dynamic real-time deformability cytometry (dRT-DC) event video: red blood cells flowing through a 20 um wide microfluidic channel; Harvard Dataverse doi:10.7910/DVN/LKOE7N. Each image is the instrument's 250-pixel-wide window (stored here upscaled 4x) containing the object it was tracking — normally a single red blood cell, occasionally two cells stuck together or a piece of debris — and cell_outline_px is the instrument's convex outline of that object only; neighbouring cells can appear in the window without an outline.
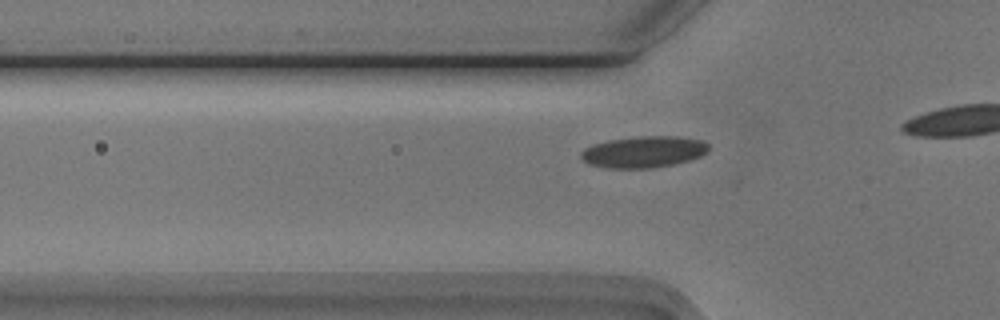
{"species": "Egyptian fruit bat (a non-hibernating species)", "species_latin": "Rousettus aegyptiacus", "temperature_condition": "cold", "stored_images_in_passage": 9, "camera_frame_rate_fps": 3000, "um_per_image_px": 0.085, "animal": {"sex": "male"}, "frame": {"image": 1, "passage_image": 3, "time_ms": 0.667, "image_size_px": [1000, 320], "cell_outline_px": [[708, 152], [700, 156], [688, 160], [672, 164], [652, 168], [604, 168], [588, 164], [580, 156], [580, 152], [584, 148], [592, 144], [608, 140], [640, 136], [676, 136], [700, 140], [708, 144]], "centroid_in_image_um": [54.66, 12.91], "position_along_channel_um": 71.1, "area_um2": 23.41}}
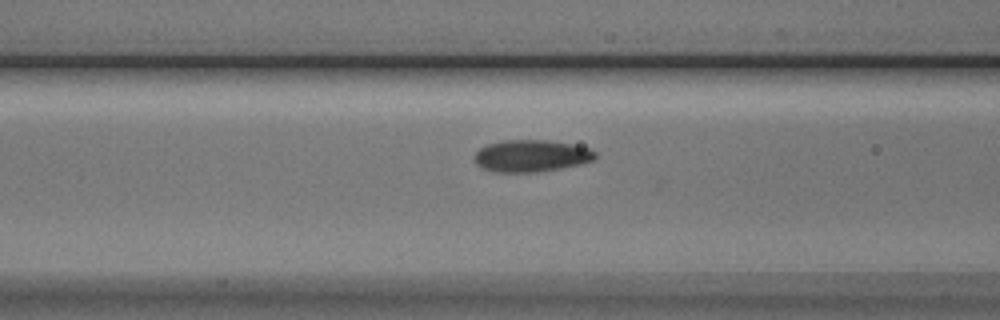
{"frame": {"image": 2, "passage_image": 7, "time_ms": 2.0, "image_size_px": [1000, 320], "cell_outline_px": [[596, 156], [592, 160], [580, 164], [540, 172], [496, 172], [484, 168], [476, 164], [476, 152], [480, 148], [488, 144], [504, 140], [548, 140], [572, 144], [592, 148], [596, 152]], "centroid_in_image_um": [45.19, 13.24], "position_along_channel_um": 121.4, "area_um2": 22.43}}